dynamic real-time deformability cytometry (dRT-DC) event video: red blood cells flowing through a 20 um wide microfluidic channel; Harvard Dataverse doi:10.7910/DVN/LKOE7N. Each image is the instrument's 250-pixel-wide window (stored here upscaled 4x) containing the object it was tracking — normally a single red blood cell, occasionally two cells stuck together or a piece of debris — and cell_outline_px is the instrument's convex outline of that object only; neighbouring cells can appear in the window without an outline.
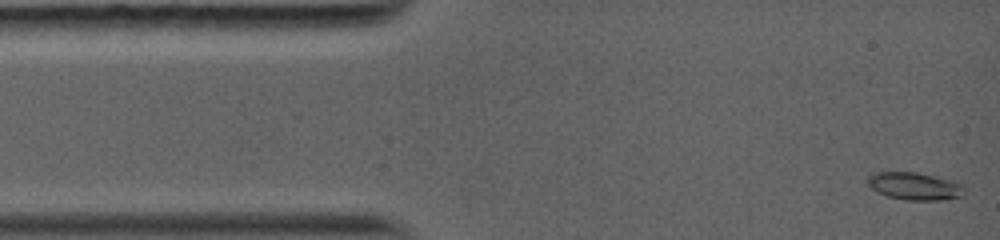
{"species": "common noctule bat (a hibernating species)", "species_latin": "Nyctalus noctula", "temperature_condition": "warm", "stored_images_in_passage": 25, "camera_frame_rate_fps": 5000, "um_per_image_px": 0.085, "animal": {"sex": "female", "body_mass_g": 19.0, "forearm_length_mm": 56.7}, "frame": {"image": 1, "passage_image": 2, "time_ms": 0.2, "image_size_px": [1000, 240], "cell_outline_px": [[964, 192], [960, 196], [940, 200], [904, 200], [888, 196], [876, 192], [868, 184], [868, 176], [876, 172], [916, 172], [932, 176], [960, 184]], "centroid_in_image_um": [77.66, 15.83], "position_along_channel_um": 7.3, "area_um2": 15.09}}
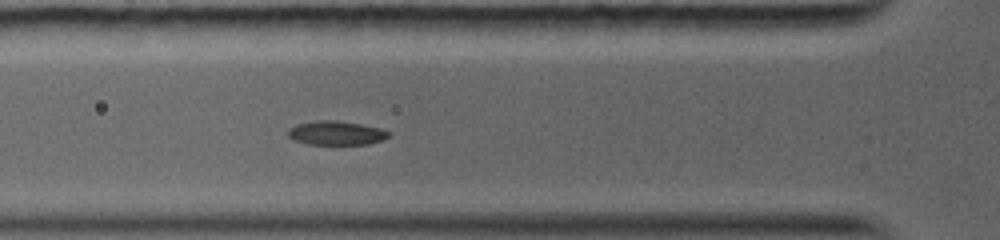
{"frame": {"image": 2, "passage_image": 15, "time_ms": 4.2, "image_size_px": [1000, 240], "cell_outline_px": [[392, 132], [388, 136], [380, 140], [368, 144], [308, 144], [296, 140], [288, 136], [288, 128], [296, 124], [316, 120], [336, 120], [360, 124], [380, 128]], "centroid_in_image_um": [28.56, 11.29], "position_along_channel_um": 97.2, "area_um2": 13.99}}
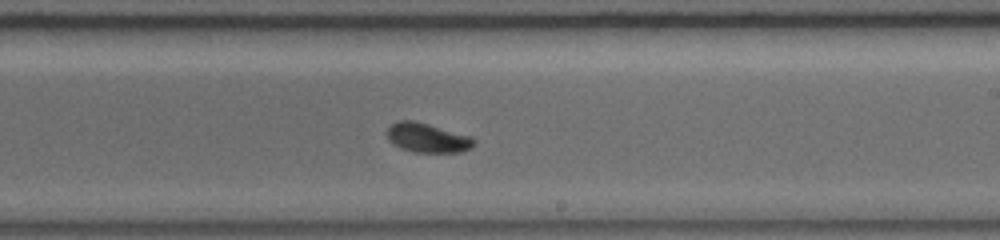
{"frame": {"image": 3, "passage_image": 25, "time_ms": 8.0, "image_size_px": [1000, 240], "cell_outline_px": [[476, 144], [472, 148], [460, 152], [412, 152], [400, 148], [392, 144], [388, 140], [384, 132], [392, 124], [400, 120], [412, 120], [428, 124], [472, 136], [476, 140]], "centroid_in_image_um": [36.32, 11.72], "position_along_channel_um": 252.7, "area_um2": 15.14}}